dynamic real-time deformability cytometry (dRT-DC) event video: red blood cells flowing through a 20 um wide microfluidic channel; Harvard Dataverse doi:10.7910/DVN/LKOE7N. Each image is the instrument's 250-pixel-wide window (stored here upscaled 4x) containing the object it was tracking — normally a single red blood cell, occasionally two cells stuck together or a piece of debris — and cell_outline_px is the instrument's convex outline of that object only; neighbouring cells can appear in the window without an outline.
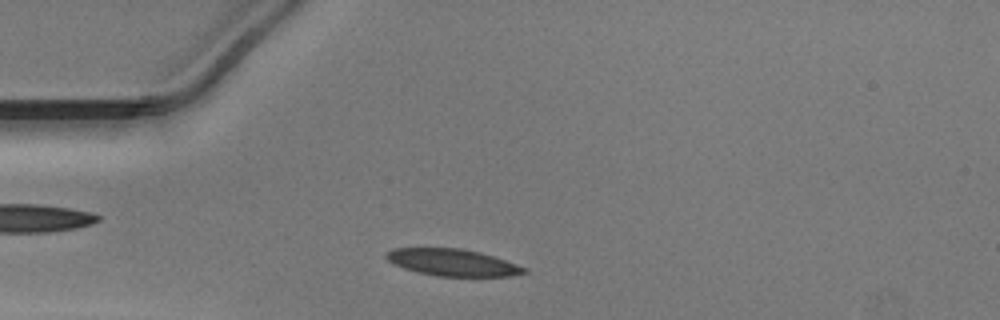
{"species": "Egyptian fruit bat (a non-hibernating species)", "species_latin": "Rousettus aegyptiacus", "temperature_condition": "warm", "stored_images_in_passage": 38, "camera_frame_rate_fps": 3000, "um_per_image_px": 0.085, "animal": {"sex": "male"}, "frame": {"image": 1, "passage_image": 5, "time_ms": 1.333, "image_size_px": [1000, 320], "cell_outline_px": [[528, 272], [508, 276], [436, 276], [416, 272], [392, 264], [384, 256], [384, 252], [396, 248], [464, 248], [480, 252], [528, 268]], "centroid_in_image_um": [38.42, 22.3], "position_along_channel_um": 46.6, "area_um2": 21.68}}
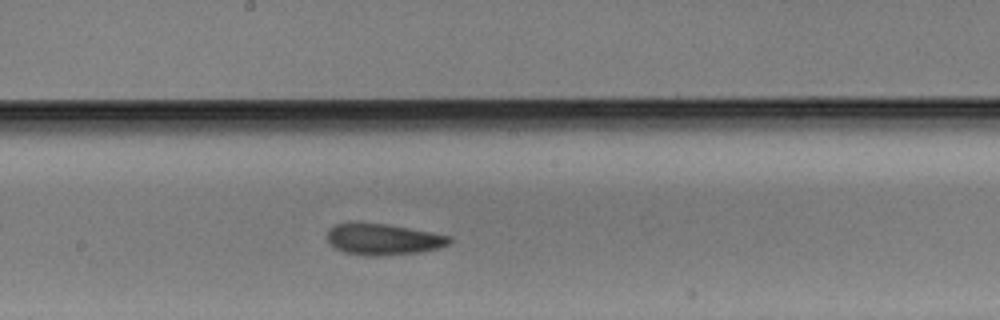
{"frame": {"image": 2, "passage_image": 19, "time_ms": 6.0, "image_size_px": [1000, 320], "cell_outline_px": [[452, 240], [448, 244], [440, 248], [420, 252], [388, 256], [364, 256], [344, 252], [328, 244], [328, 228], [336, 224], [356, 220], [388, 224], [452, 236]], "centroid_in_image_um": [32.54, 20.32], "position_along_channel_um": 215.7, "area_um2": 23.0}}
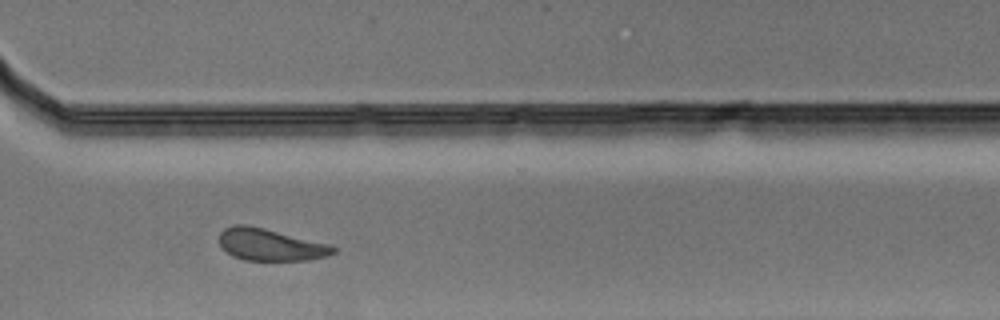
{"frame": {"image": 3, "passage_image": 29, "time_ms": 9.333, "image_size_px": [1000, 320], "cell_outline_px": [[340, 248], [336, 252], [328, 256], [308, 260], [244, 260], [232, 256], [220, 244], [220, 232], [224, 228], [232, 224], [248, 224], [332, 244]], "centroid_in_image_um": [23.04, 20.79], "position_along_channel_um": 347.6, "area_um2": 21.62}}